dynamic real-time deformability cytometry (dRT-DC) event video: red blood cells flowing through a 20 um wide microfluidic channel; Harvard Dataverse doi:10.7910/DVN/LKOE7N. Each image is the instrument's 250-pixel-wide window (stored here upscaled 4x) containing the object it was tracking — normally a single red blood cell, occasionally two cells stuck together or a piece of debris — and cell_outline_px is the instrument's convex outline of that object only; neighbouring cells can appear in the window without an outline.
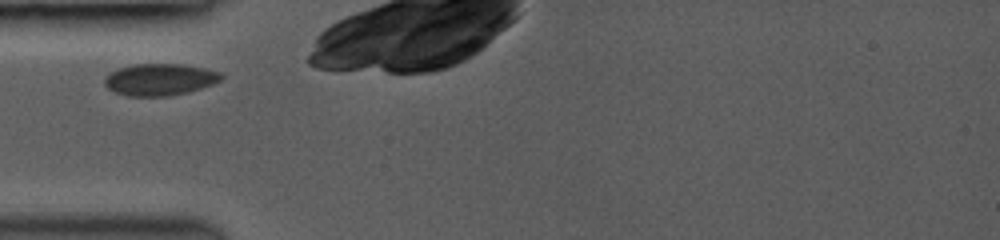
{"species": "common noctule bat (a hibernating species)", "species_latin": "Nyctalus noctula", "temperature_condition": "room temperature", "stored_images_in_passage": 5, "camera_frame_rate_fps": 3000, "um_per_image_px": 0.085, "animal": {"sex": "female", "body_mass_g": 19.0, "forearm_length_mm": 53.3}, "frame": {"image": 1, "passage_image": 1, "time_ms": 0.0, "image_size_px": [1000, 240], "cell_outline_px": [[224, 76], [220, 80], [212, 84], [188, 92], [168, 96], [128, 96], [116, 92], [108, 88], [104, 84], [104, 80], [108, 72], [132, 64], [180, 64], [204, 68], [220, 72]], "centroid_in_image_um": [13.56, 6.75], "position_along_channel_um": 71.4, "area_um2": 21.56}}